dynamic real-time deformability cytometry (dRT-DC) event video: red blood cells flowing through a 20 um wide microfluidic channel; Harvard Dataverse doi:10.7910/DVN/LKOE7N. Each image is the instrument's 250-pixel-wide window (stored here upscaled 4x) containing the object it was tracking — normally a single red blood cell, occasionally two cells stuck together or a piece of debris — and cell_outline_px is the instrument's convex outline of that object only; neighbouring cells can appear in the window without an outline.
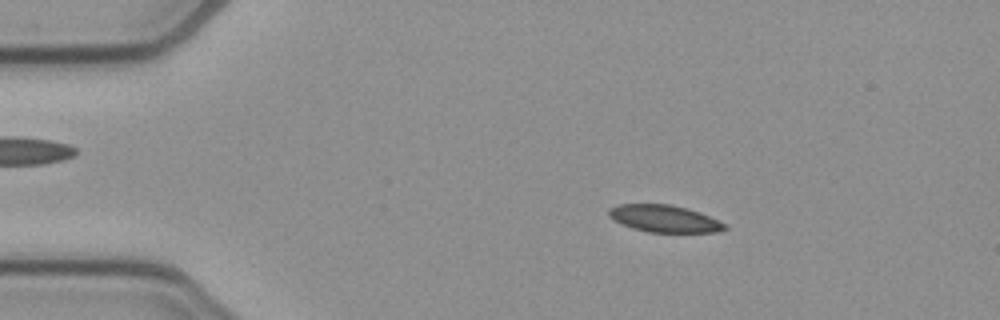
{"species": "common noctule bat (a hibernating species)", "species_latin": "Nyctalus noctula", "temperature_condition": "cold", "stored_images_in_passage": 53, "camera_frame_rate_fps": 3000, "um_per_image_px": 0.085, "animal": {"sex": "female", "body_mass_g": 21.9}, "frame": {"image": 1, "passage_image": 9, "time_ms": 2.667, "image_size_px": [1000, 320], "cell_outline_px": [[728, 228], [716, 232], [648, 232], [632, 228], [608, 216], [608, 208], [616, 204], [672, 204], [688, 208], [700, 212], [728, 224]], "centroid_in_image_um": [56.5, 18.57], "position_along_channel_um": 28.5, "area_um2": 18.44}}
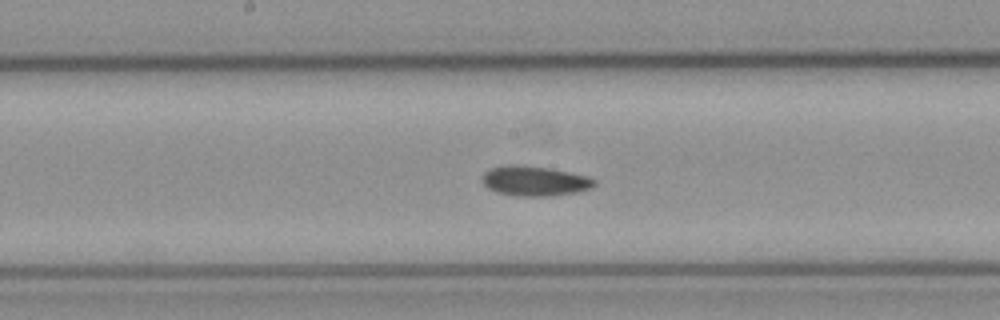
{"frame": {"image": 2, "passage_image": 27, "time_ms": 8.667, "image_size_px": [1000, 320], "cell_outline_px": [[596, 184], [592, 188], [576, 192], [548, 196], [512, 196], [496, 192], [488, 188], [480, 180], [480, 176], [484, 172], [492, 168], [508, 164], [524, 164], [548, 168], [588, 176], [596, 180]], "centroid_in_image_um": [45.4, 15.38], "position_along_channel_um": 202.8, "area_um2": 19.83}}
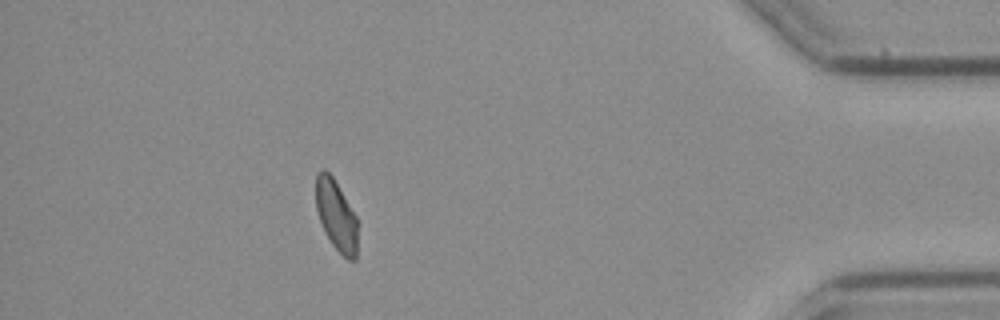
{"frame": {"image": 3, "passage_image": 47, "time_ms": 15.333, "image_size_px": [1000, 320], "cell_outline_px": [[356, 260], [348, 260], [332, 244], [320, 220], [316, 208], [316, 172], [320, 168], [324, 168], [332, 176], [356, 216]], "centroid_in_image_um": [28.56, 18.25], "position_along_channel_um": 406.6, "area_um2": 16.76}, "authors_computed_cell_mechanics": {"area_um2": 18.7272, "velocity_mm_per_s": 3.8564, "shape_relaxation_time_tau1_ms": 4.9487, "shape_relaxation_time_tau2_ms": 6.6409, "deformation_change_tau1": 0.118, "deformation_change_tau2": 0.123}}